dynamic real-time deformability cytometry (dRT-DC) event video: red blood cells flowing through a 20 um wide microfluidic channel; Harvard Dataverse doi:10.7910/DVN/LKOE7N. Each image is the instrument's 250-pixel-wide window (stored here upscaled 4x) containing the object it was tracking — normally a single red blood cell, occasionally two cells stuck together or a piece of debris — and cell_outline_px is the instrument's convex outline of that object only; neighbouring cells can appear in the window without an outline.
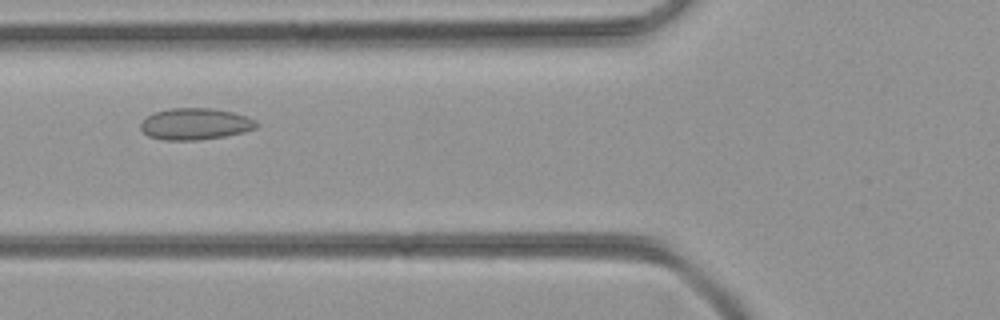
{"species": "common noctule bat (a hibernating species)", "species_latin": "Nyctalus noctula", "temperature_condition": "room temperature", "stored_images_in_passage": 47, "camera_frame_rate_fps": 3000, "um_per_image_px": 0.085, "animal": {"sex": "female", "body_mass_g": 21.9}, "frame": {"image": 1, "passage_image": 17, "time_ms": 5.333, "image_size_px": [1000, 320], "cell_outline_px": [[260, 124], [256, 128], [244, 132], [224, 136], [196, 140], [164, 140], [148, 136], [140, 128], [140, 124], [152, 112], [168, 108], [212, 108], [232, 112], [248, 116], [256, 120]], "centroid_in_image_um": [16.61, 10.53], "position_along_channel_um": 109.2, "area_um2": 21.44}}
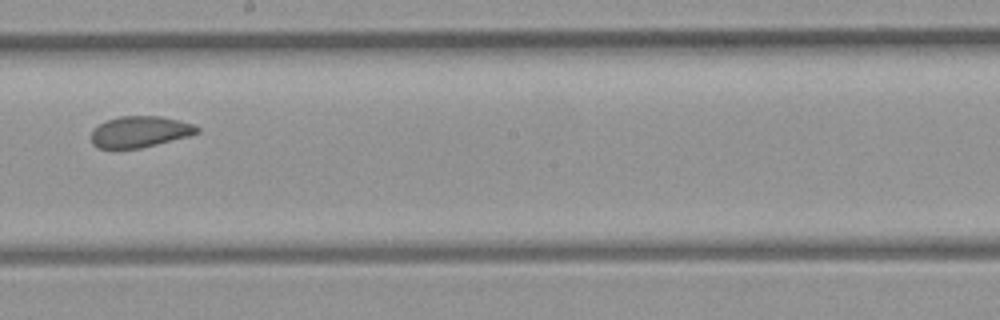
{"frame": {"image": 2, "passage_image": 26, "time_ms": 8.333, "image_size_px": [1000, 320], "cell_outline_px": [[200, 132], [188, 136], [140, 148], [100, 148], [92, 144], [92, 132], [100, 124], [108, 120], [120, 116], [160, 116], [180, 120], [192, 124], [200, 128]], "centroid_in_image_um": [11.92, 11.19], "position_along_channel_um": 236.3, "area_um2": 18.96}}
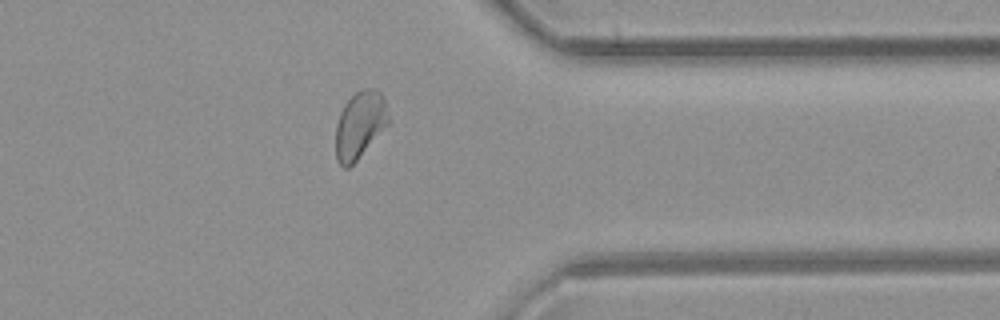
{"frame": {"image": 3, "passage_image": 37, "time_ms": 12.0, "image_size_px": [1000, 320], "cell_outline_px": [[392, 120], [356, 160], [348, 168], [344, 168], [336, 160], [336, 124], [340, 112], [344, 104], [360, 88], [376, 88], [380, 92], [384, 100]], "centroid_in_image_um": [30.6, 10.58], "position_along_channel_um": 380.8, "area_um2": 20.69}}